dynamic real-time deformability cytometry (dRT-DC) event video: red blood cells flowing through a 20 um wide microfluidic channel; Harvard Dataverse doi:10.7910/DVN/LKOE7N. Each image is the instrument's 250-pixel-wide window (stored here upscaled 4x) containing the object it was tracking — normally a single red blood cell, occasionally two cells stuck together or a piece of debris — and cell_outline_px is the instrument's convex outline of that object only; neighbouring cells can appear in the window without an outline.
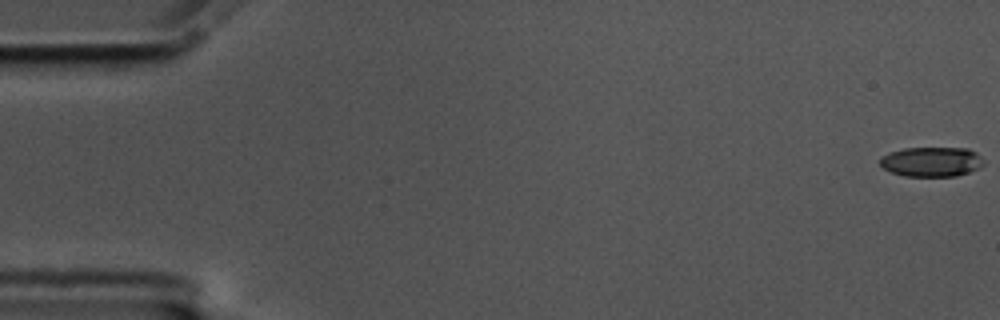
{"species": "common noctule bat (a hibernating species)", "species_latin": "Nyctalus noctula", "temperature_condition": "cold", "stored_images_in_passage": 58, "camera_frame_rate_fps": 3000, "um_per_image_px": 0.085, "animal": {"sex": "male", "body_mass_g": 17.5, "forearm_length_mm": 52.3}, "frame": {"image": 1, "passage_image": 1, "time_ms": 0.0, "image_size_px": [1000, 320], "cell_outline_px": [[984, 164], [980, 168], [956, 176], [904, 176], [892, 172], [884, 168], [880, 164], [880, 156], [904, 148], [968, 148], [976, 152], [984, 160]], "centroid_in_image_um": [79.21, 13.75], "position_along_channel_um": 5.8, "area_um2": 17.98}}
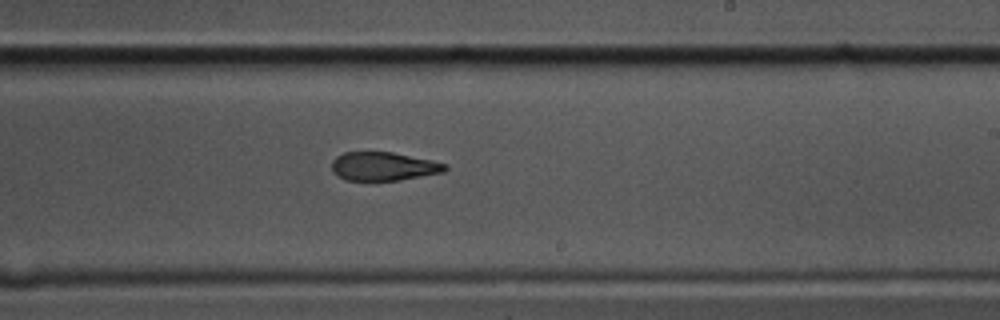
{"frame": {"image": 2, "passage_image": 35, "time_ms": 11.333, "image_size_px": [1000, 320], "cell_outline_px": [[448, 168], [444, 172], [400, 180], [344, 180], [332, 172], [332, 160], [336, 156], [344, 152], [392, 152], [432, 160], [448, 164]], "centroid_in_image_um": [32.6, 14.14], "position_along_channel_um": 256.4, "area_um2": 18.96}}
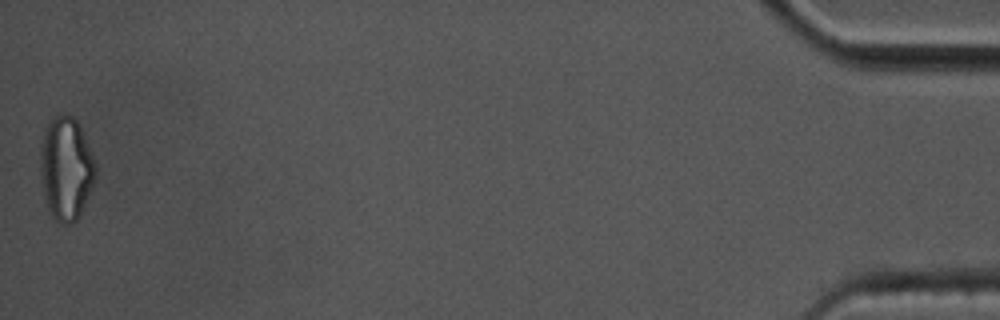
{"frame": {"image": 3, "passage_image": 58, "time_ms": 19.0, "image_size_px": [1000, 320], "cell_outline_px": [[96, 176], [84, 204], [76, 220], [68, 224], [60, 224], [48, 212], [44, 196], [40, 172], [40, 144], [44, 128], [48, 120], [56, 116], [72, 116], [76, 120], [80, 128], [96, 164]], "centroid_in_image_um": [5.57, 14.33], "position_along_channel_um": 429.6, "area_um2": 33.0}, "authors_computed_cell_mechanics": {"area_um2": 19.8543, "velocity_mm_per_s": 3.5124, "shape_relaxation_time_tau1_ms": 5.8845, "shape_relaxation_time_tau2_ms": 4.6034, "deformation_change_tau1": 0.1741, "deformation_change_tau2": 0.1238}}